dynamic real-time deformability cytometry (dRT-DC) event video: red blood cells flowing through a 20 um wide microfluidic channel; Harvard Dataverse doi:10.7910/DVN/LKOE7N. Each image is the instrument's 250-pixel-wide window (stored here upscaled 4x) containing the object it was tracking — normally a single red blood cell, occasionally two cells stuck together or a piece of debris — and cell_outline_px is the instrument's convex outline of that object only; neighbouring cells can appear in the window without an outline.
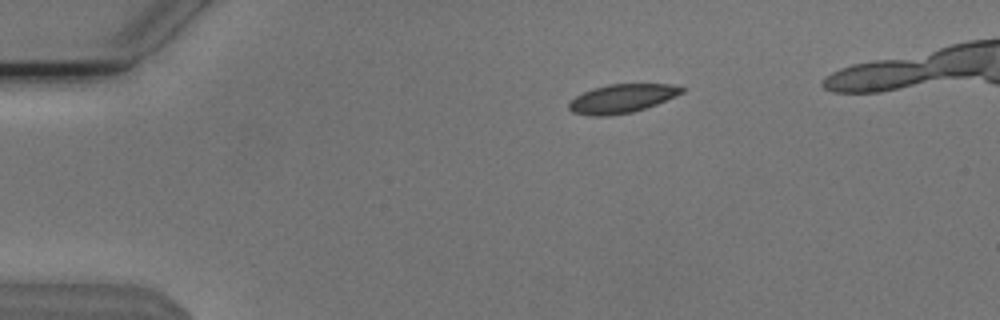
{"species": "Egyptian fruit bat (a non-hibernating species)", "species_latin": "Rousettus aegyptiacus", "temperature_condition": "cold", "stored_images_in_passage": 24, "camera_frame_rate_fps": 3000, "um_per_image_px": 0.085, "animal": {"sex": "male"}, "frame": {"image": 1, "passage_image": 1, "time_ms": 0.0, "image_size_px": [1000, 320], "cell_outline_px": [[688, 88], [684, 92], [676, 96], [656, 104], [632, 112], [608, 116], [592, 116], [572, 112], [568, 108], [568, 104], [576, 96], [592, 88], [608, 84], [672, 84]], "centroid_in_image_um": [52.88, 8.37], "position_along_channel_um": 32.1, "area_um2": 18.9}}
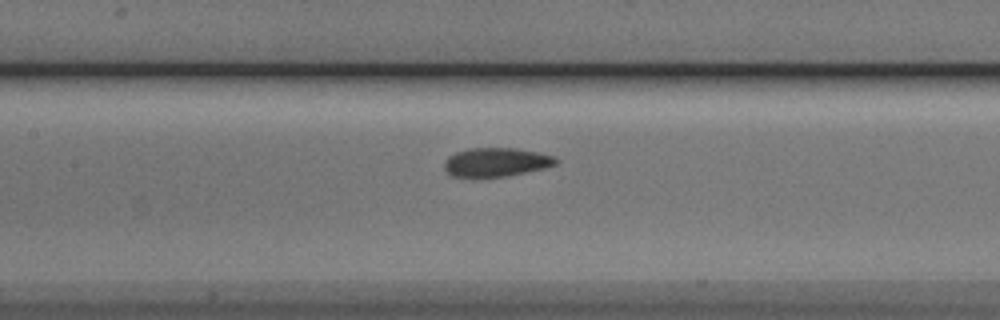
{"frame": {"image": 2, "passage_image": 16, "time_ms": 5.0, "image_size_px": [1000, 320], "cell_outline_px": [[560, 160], [556, 164], [544, 168], [508, 176], [472, 180], [452, 176], [444, 168], [444, 160], [448, 156], [456, 152], [468, 148], [516, 148], [540, 152], [556, 156]], "centroid_in_image_um": [42.14, 13.82], "position_along_channel_um": 165.3, "area_um2": 19.59}}
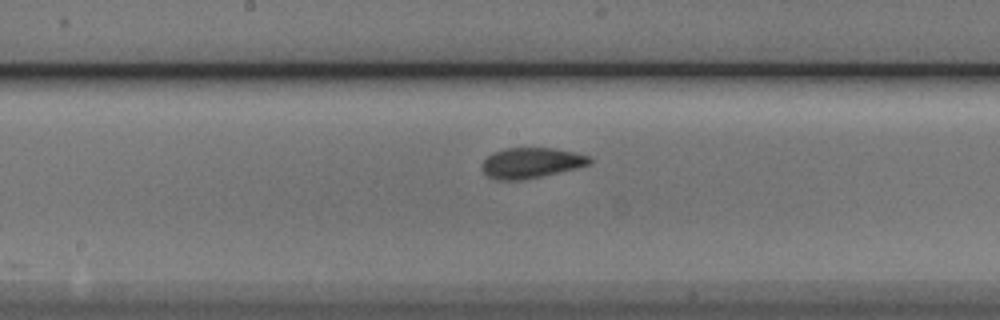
{"frame": {"image": 3, "passage_image": 19, "time_ms": 6.0, "image_size_px": [1000, 320], "cell_outline_px": [[592, 164], [576, 168], [524, 180], [496, 180], [488, 176], [484, 172], [480, 164], [492, 152], [504, 148], [552, 148], [576, 152], [592, 156]], "centroid_in_image_um": [45.16, 13.84], "position_along_channel_um": 203.0, "area_um2": 19.31}}